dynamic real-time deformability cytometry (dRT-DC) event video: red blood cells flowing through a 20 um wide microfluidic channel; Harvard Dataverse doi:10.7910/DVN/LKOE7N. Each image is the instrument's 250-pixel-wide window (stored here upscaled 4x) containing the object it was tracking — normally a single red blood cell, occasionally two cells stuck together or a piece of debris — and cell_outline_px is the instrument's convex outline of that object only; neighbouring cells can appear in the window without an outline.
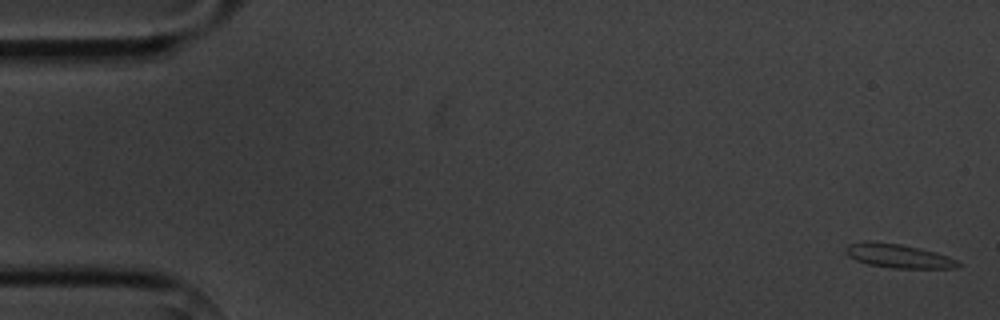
{"species": "common noctule bat (a hibernating species)", "species_latin": "Nyctalus noctula", "temperature_condition": "cold", "stored_images_in_passage": 4, "camera_frame_rate_fps": 3000, "um_per_image_px": 0.085, "animal": {"sex": "male", "body_mass_g": 20.1, "forearm_length_mm": 53.5}, "frame": {"image": 1, "passage_image": 1, "time_ms": 0.0, "image_size_px": [1000, 320], "cell_outline_px": [[960, 264], [956, 268], [892, 268], [868, 264], [856, 260], [848, 256], [844, 252], [844, 248], [848, 244], [864, 240], [868, 240], [900, 244], [920, 248], [936, 252], [948, 256], [956, 260]], "centroid_in_image_um": [76.29, 21.74], "position_along_channel_um": 8.7, "area_um2": 15.78}}